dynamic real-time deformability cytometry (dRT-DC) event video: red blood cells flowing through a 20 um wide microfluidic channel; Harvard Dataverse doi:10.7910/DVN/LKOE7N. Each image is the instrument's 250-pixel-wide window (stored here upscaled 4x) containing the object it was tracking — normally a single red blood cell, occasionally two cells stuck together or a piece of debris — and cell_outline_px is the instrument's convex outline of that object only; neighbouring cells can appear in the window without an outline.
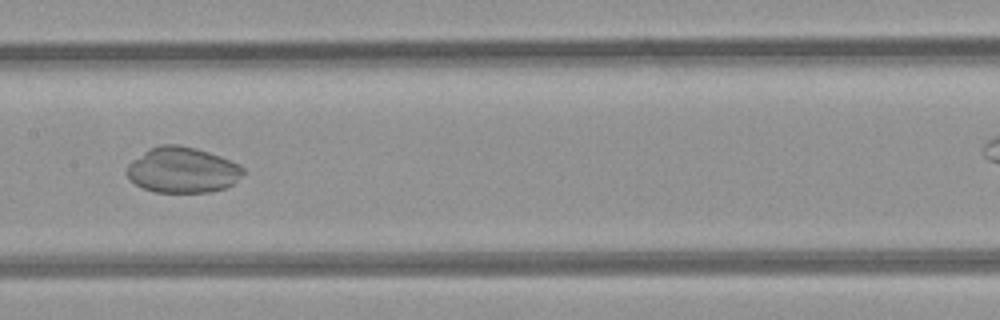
{"species": "common noctule bat (a hibernating species)", "species_latin": "Nyctalus noctula", "temperature_condition": "room temperature", "stored_images_in_passage": 42, "camera_frame_rate_fps": 3000, "um_per_image_px": 0.085, "animal": {"sex": "female", "body_mass_g": 21.9}, "frame": {"image": 1, "passage_image": 24, "time_ms": 7.667, "image_size_px": [1000, 320], "cell_outline_px": [[244, 172], [232, 184], [224, 188], [212, 192], [156, 192], [144, 188], [136, 184], [128, 176], [128, 164], [132, 160], [144, 152], [160, 144], [180, 144], [196, 148], [220, 156], [240, 164], [244, 168]], "centroid_in_image_um": [15.53, 14.44], "position_along_channel_um": 191.9, "area_um2": 30.69}}
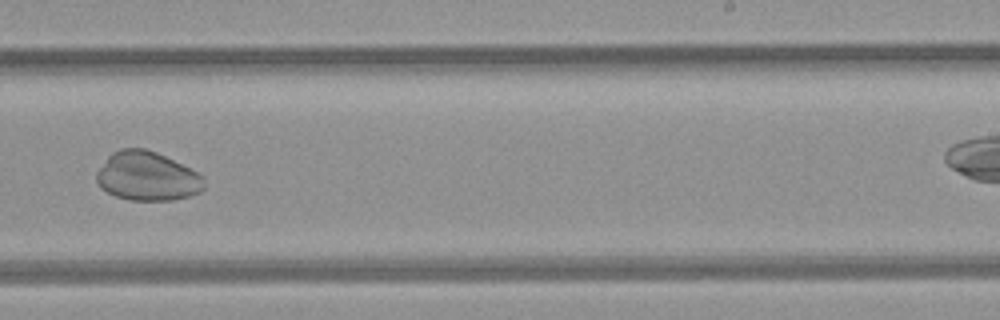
{"frame": {"image": 2, "passage_image": 30, "time_ms": 9.667, "image_size_px": [1000, 320], "cell_outline_px": [[204, 188], [200, 192], [188, 196], [172, 200], [128, 200], [116, 196], [100, 188], [96, 180], [96, 172], [108, 156], [112, 152], [120, 148], [144, 148], [156, 152], [204, 176]], "centroid_in_image_um": [12.48, 14.99], "position_along_channel_um": 276.5, "area_um2": 30.58}}